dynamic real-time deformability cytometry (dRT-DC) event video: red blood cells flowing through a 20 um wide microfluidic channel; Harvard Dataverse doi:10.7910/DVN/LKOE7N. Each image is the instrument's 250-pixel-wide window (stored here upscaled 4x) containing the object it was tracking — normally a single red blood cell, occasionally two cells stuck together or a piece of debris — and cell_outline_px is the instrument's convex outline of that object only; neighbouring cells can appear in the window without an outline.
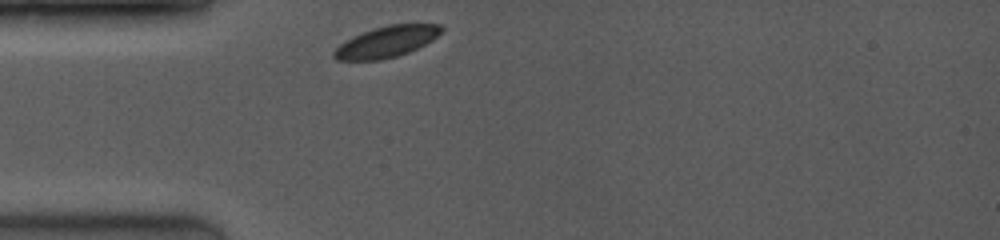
{"species": "common noctule bat (a hibernating species)", "species_latin": "Nyctalus noctula", "temperature_condition": "room temperature", "stored_images_in_passage": 39, "camera_frame_rate_fps": 4000, "um_per_image_px": 0.085, "animal": {"sex": "female", "body_mass_g": 19.0, "forearm_length_mm": 53.3}, "frame": {"image": 1, "passage_image": 1, "time_ms": 0.0, "image_size_px": [1000, 240], "cell_outline_px": [[444, 28], [432, 40], [408, 52], [396, 56], [380, 60], [336, 60], [332, 56], [332, 52], [340, 44], [364, 32], [388, 24], [440, 24]], "centroid_in_image_um": [32.85, 3.55], "position_along_channel_um": 52.1, "area_um2": 19.07}}
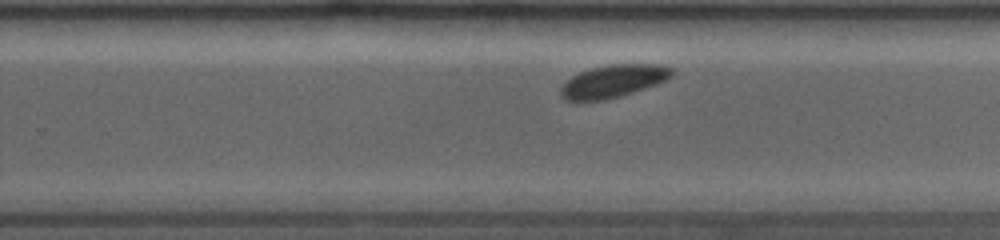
{"frame": {"image": 2, "passage_image": 25, "time_ms": 6.0, "image_size_px": [1000, 240], "cell_outline_px": [[672, 72], [664, 80], [620, 96], [604, 100], [564, 100], [560, 96], [560, 88], [572, 76], [580, 72], [592, 68], [608, 64], [656, 64], [672, 68]], "centroid_in_image_um": [52.05, 6.89], "position_along_channel_um": 277.8, "area_um2": 20.52}}
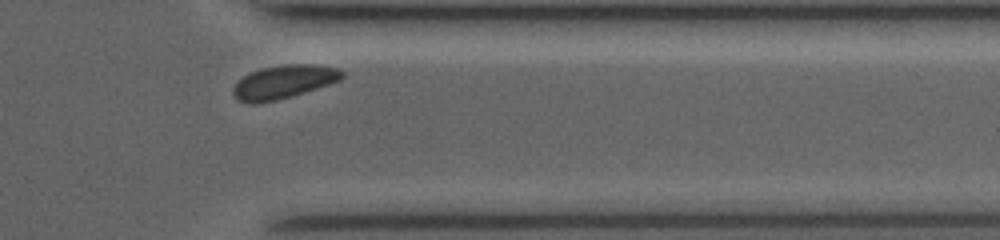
{"frame": {"image": 3, "passage_image": 36, "time_ms": 8.75, "image_size_px": [1000, 240], "cell_outline_px": [[344, 76], [340, 80], [292, 96], [276, 100], [256, 104], [248, 104], [240, 100], [232, 92], [236, 84], [244, 76], [252, 72], [264, 68], [288, 64], [312, 64], [340, 68], [344, 72]], "centroid_in_image_um": [24.15, 6.96], "position_along_channel_um": 387.2, "area_um2": 20.87}, "authors_computed_cell_mechanics": {"area_um2": 20.7502, "velocity_mm_per_s": 3.9187, "shape_relaxation_time_tau1_ms": 0.5635, "shape_relaxation_time_tau2_ms": 2.4453, "deformation_change_tau1": 0.0262, "deformation_change_tau2": 0.0457}}